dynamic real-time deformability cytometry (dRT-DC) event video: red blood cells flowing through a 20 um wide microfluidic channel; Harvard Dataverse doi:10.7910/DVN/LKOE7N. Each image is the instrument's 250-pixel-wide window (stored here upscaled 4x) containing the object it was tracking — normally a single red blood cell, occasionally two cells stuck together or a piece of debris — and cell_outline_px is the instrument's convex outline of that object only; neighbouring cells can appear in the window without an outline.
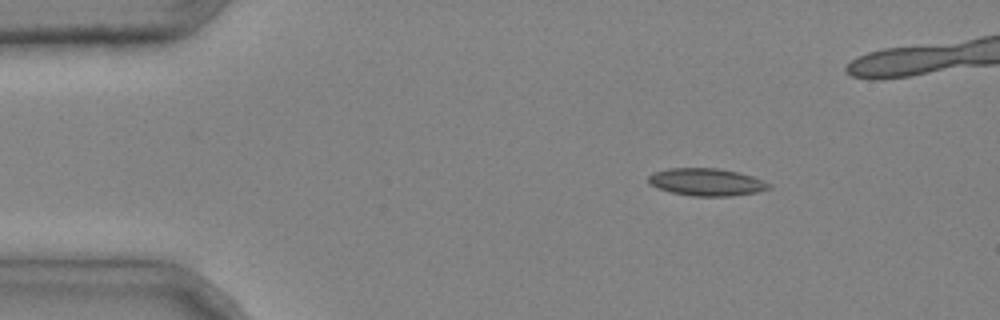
{"species": "common noctule bat (a hibernating species)", "species_latin": "Nyctalus noctula", "temperature_condition": "cold", "stored_images_in_passage": 6, "camera_frame_rate_fps": 3000, "um_per_image_px": 0.085, "animal": {"sex": "male", "body_mass_g": 20.4}, "frame": {"image": 1, "passage_image": 1, "time_ms": 0.0, "image_size_px": [1000, 320], "cell_outline_px": [[772, 188], [756, 192], [728, 196], [692, 196], [672, 192], [656, 188], [648, 184], [648, 176], [652, 172], [668, 168], [716, 168], [740, 172], [752, 176], [768, 184]], "centroid_in_image_um": [59.98, 15.47], "position_along_channel_um": 25.0, "area_um2": 19.25}}
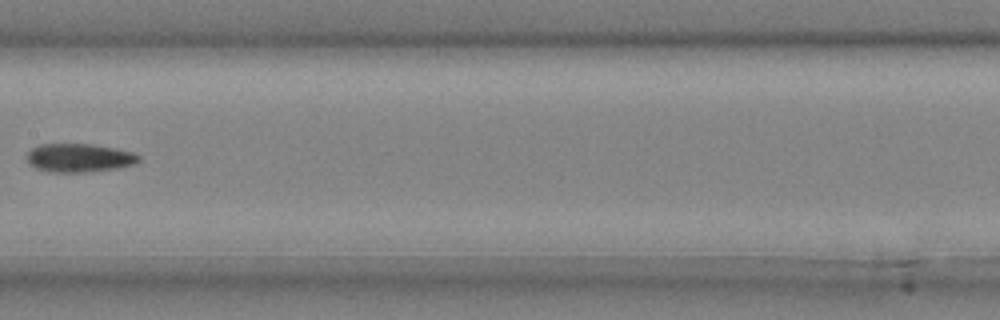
{"frame": {"image": 2, "passage_image": 6, "time_ms": 1.667, "image_size_px": [1000, 320], "cell_outline_px": [[140, 160], [136, 164], [116, 168], [88, 172], [48, 172], [36, 168], [28, 164], [28, 152], [32, 148], [40, 144], [88, 144], [112, 148], [132, 152], [140, 156]], "centroid_in_image_um": [6.72, 13.43], "position_along_channel_um": 200.7, "area_um2": 18.5}}